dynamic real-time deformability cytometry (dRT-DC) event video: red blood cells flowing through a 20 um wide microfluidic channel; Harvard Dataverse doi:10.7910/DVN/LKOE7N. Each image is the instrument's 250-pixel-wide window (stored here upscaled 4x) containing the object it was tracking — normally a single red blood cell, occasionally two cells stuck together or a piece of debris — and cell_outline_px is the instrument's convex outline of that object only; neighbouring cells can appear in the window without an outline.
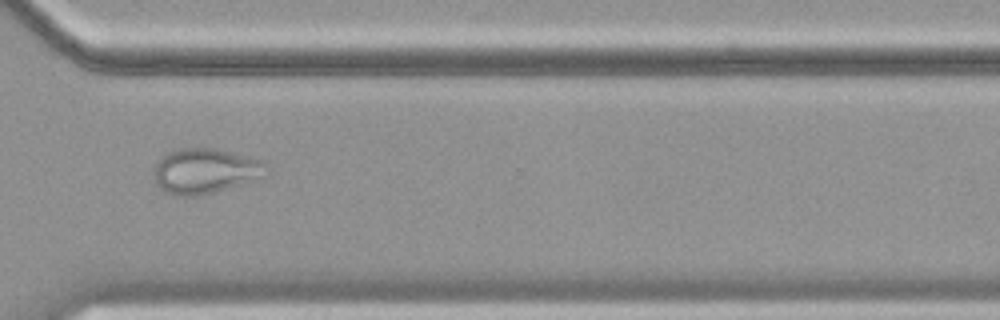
{"species": "common noctule bat (a hibernating species)", "species_latin": "Nyctalus noctula", "temperature_condition": "cold", "stored_images_in_passage": 40, "camera_frame_rate_fps": 3000, "um_per_image_px": 0.085, "animal": {"sex": "female", "body_mass_g": 19.9}, "frame": {"image": 1, "passage_image": 26, "time_ms": 8.333, "image_size_px": [1000, 320], "cell_outline_px": [[268, 176], [200, 196], [176, 196], [164, 192], [156, 184], [152, 176], [152, 168], [160, 156], [168, 152], [180, 148], [212, 148], [248, 156], [260, 160], [264, 164]], "centroid_in_image_um": [17.36, 14.54], "position_along_channel_um": 353.2, "area_um2": 29.94}}
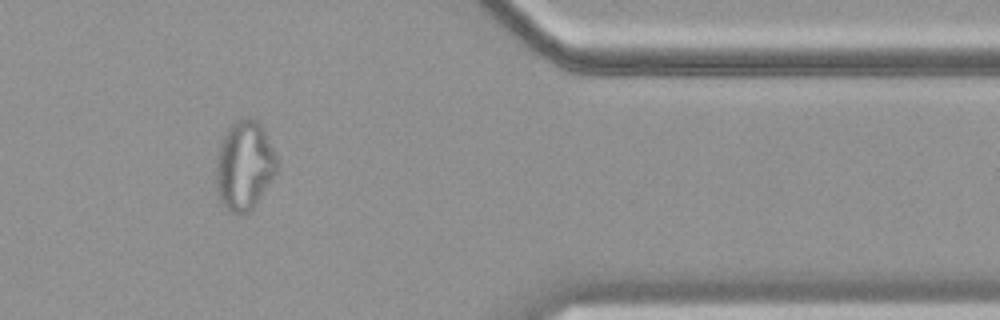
{"frame": {"image": 2, "passage_image": 31, "time_ms": 10.0, "image_size_px": [1000, 320], "cell_outline_px": [[276, 172], [252, 208], [248, 212], [228, 212], [224, 208], [216, 196], [216, 156], [220, 144], [228, 128], [236, 120], [244, 116], [248, 116], [256, 120], [264, 128], [276, 156]], "centroid_in_image_um": [20.73, 14.05], "position_along_channel_um": 390.7, "area_um2": 31.56}, "authors_computed_cell_mechanics": {"area_um2": 28.4376, "velocity_mm_per_s": 3.571, "shape_relaxation_time_tau1_ms": null, "shape_relaxation_time_tau2_ms": 1.4439, "deformation_change_tau1": null, "deformation_change_tau2": 0.0713}}